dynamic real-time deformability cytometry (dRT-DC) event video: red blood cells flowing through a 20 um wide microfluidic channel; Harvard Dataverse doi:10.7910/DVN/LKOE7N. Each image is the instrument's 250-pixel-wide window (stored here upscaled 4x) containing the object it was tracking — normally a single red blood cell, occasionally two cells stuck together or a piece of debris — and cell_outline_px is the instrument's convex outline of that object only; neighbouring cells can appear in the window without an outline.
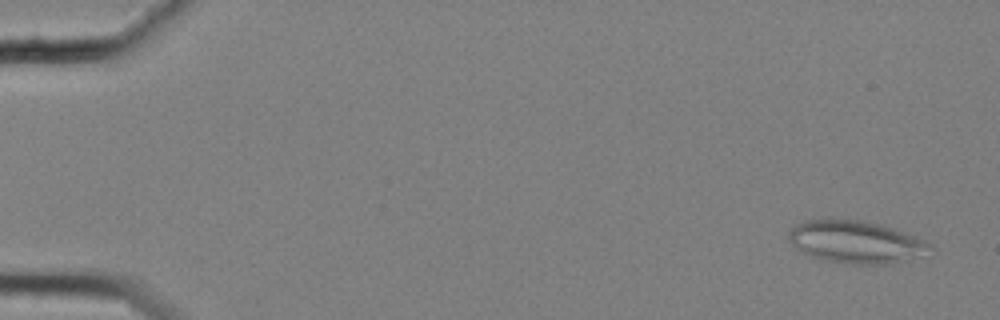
{"species": "common noctule bat (a hibernating species)", "species_latin": "Nyctalus noctula", "temperature_condition": "cold", "stored_images_in_passage": 7, "camera_frame_rate_fps": 3000, "um_per_image_px": 0.085, "animal": {"sex": "female", "body_mass_g": 25.1}, "frame": {"image": 1, "passage_image": 2, "time_ms": 0.333, "image_size_px": [1000, 320], "cell_outline_px": [[936, 248], [888, 264], [852, 264], [824, 260], [812, 256], [796, 248], [792, 244], [788, 236], [788, 232], [796, 224], [804, 220], [828, 216], [864, 220], [880, 224], [916, 236], [932, 244]], "centroid_in_image_um": [72.67, 20.5], "position_along_channel_um": 12.3, "area_um2": 35.14}}